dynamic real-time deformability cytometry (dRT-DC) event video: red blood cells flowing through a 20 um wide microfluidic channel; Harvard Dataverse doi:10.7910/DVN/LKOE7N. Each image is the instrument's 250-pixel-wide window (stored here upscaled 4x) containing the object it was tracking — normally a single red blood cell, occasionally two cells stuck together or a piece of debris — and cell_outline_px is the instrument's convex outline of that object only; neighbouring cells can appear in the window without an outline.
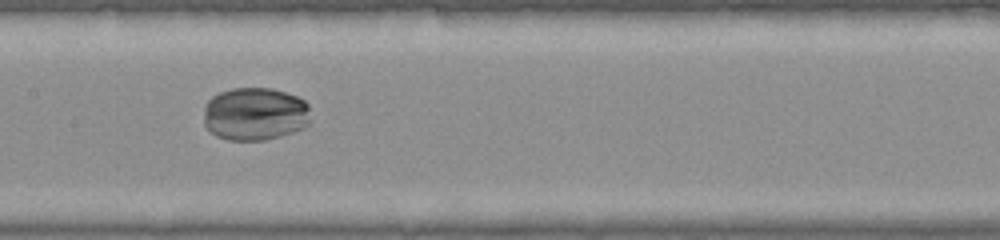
{"species": "common noctule bat (a hibernating species)", "species_latin": "Nyctalus noctula", "temperature_condition": "warm", "stored_images_in_passage": 34, "camera_frame_rate_fps": 3000, "um_per_image_px": 0.085, "animal": {"sex": "female", "body_mass_g": 22.0, "forearm_length_mm": 56.7}, "frame": {"image": 1, "passage_image": 14, "time_ms": 4.333, "image_size_px": [1000, 240], "cell_outline_px": [[308, 124], [304, 128], [280, 136], [264, 140], [228, 140], [216, 136], [208, 132], [204, 124], [204, 104], [212, 96], [220, 92], [232, 88], [272, 88], [296, 96], [304, 100], [308, 104]], "centroid_in_image_um": [21.62, 9.69], "position_along_channel_um": 185.8, "area_um2": 33.29}}
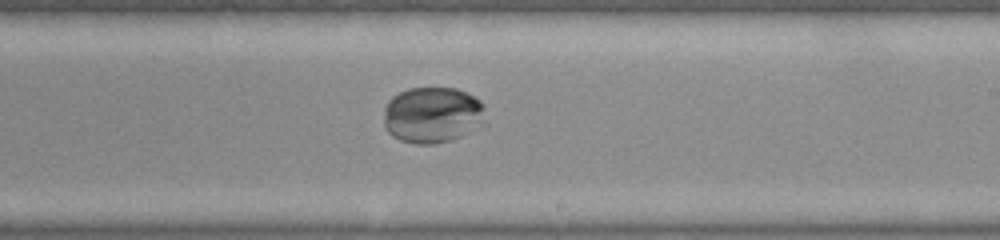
{"frame": {"image": 2, "passage_image": 18, "time_ms": 5.667, "image_size_px": [1000, 240], "cell_outline_px": [[484, 108], [480, 120], [460, 136], [452, 140], [436, 144], [416, 144], [400, 140], [392, 136], [384, 128], [384, 108], [388, 100], [392, 96], [408, 88], [456, 88], [480, 100], [484, 104]], "centroid_in_image_um": [36.65, 9.76], "position_along_channel_um": 252.4, "area_um2": 32.77}}
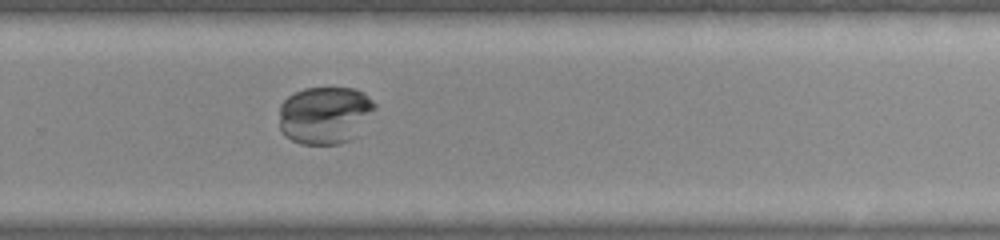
{"frame": {"image": 3, "passage_image": 21, "time_ms": 6.667, "image_size_px": [1000, 240], "cell_outline_px": [[376, 108], [356, 136], [352, 140], [340, 144], [300, 144], [284, 136], [280, 128], [280, 104], [288, 96], [304, 88], [352, 88], [364, 92], [376, 104]], "centroid_in_image_um": [27.62, 9.79], "position_along_channel_um": 302.2, "area_um2": 32.31}}